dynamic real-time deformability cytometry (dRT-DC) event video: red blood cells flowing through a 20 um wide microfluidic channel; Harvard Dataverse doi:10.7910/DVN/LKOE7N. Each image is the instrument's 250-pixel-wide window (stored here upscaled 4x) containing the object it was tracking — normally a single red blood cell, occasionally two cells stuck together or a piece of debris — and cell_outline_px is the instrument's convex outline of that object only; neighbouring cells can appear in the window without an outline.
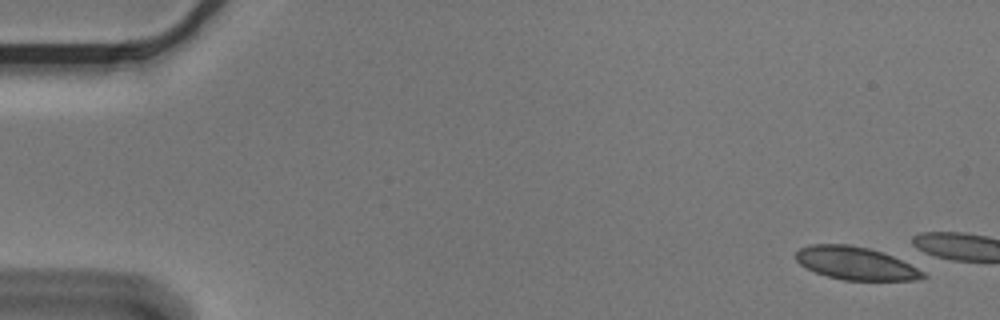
{"species": "Egyptian fruit bat (a non-hibernating species)", "species_latin": "Rousettus aegyptiacus", "temperature_condition": "cold", "stored_images_in_passage": 3, "camera_frame_rate_fps": 3000, "um_per_image_px": 0.085, "animal": {"sex": "male"}, "frame": {"image": 1, "passage_image": 1, "time_ms": 0.0, "image_size_px": [1000, 320], "cell_outline_px": [[928, 276], [916, 280], [844, 280], [828, 276], [816, 272], [800, 264], [796, 260], [796, 252], [800, 248], [812, 244], [848, 244], [868, 248], [892, 256], [924, 272]], "centroid_in_image_um": [72.71, 22.38], "position_along_channel_um": 12.3, "area_um2": 23.99}}